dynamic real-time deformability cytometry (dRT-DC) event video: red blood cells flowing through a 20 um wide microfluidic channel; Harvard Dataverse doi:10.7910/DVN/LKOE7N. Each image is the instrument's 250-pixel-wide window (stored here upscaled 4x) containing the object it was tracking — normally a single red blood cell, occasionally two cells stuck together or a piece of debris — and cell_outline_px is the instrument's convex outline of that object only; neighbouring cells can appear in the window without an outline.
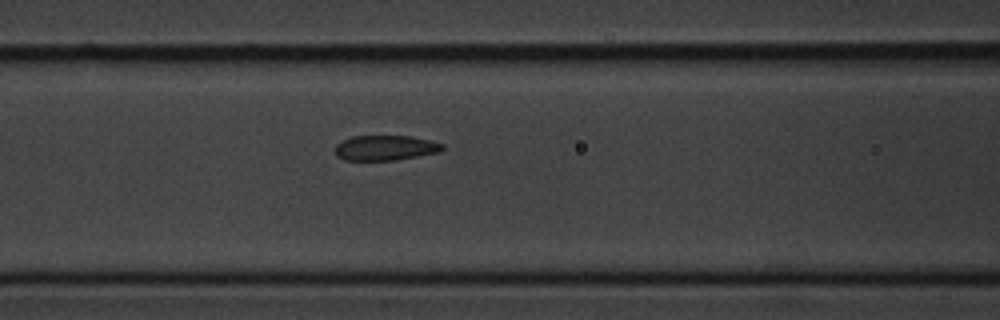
{"species": "common noctule bat (a hibernating species)", "species_latin": "Nyctalus noctula", "temperature_condition": "cold", "stored_images_in_passage": 7, "camera_frame_rate_fps": 3000, "um_per_image_px": 0.085, "animal": {"sex": "male", "body_mass_g": 20.1, "forearm_length_mm": 53.5}, "frame": {"image": 1, "passage_image": 7, "time_ms": 7.667, "image_size_px": [1000, 320], "cell_outline_px": [[444, 148], [440, 152], [396, 160], [344, 160], [336, 156], [336, 144], [352, 136], [412, 136], [444, 144]], "centroid_in_image_um": [32.76, 12.57], "position_along_channel_um": 133.8, "area_um2": 15.66}}